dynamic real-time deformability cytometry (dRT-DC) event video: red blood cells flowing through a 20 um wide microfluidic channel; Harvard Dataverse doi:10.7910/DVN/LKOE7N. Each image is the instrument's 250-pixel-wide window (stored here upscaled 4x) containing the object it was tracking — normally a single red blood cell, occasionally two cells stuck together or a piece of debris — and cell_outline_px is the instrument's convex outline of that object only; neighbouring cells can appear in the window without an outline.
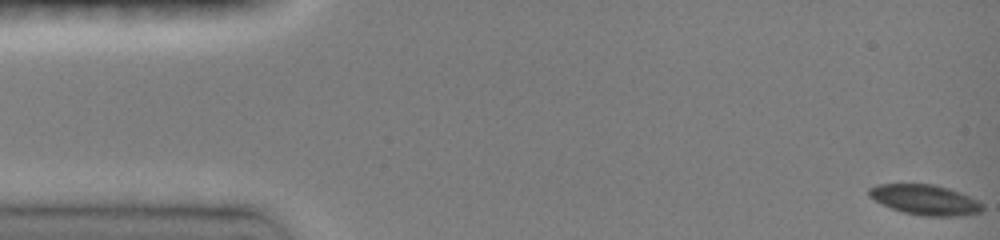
{"species": "common noctule bat (a hibernating species)", "species_latin": "Nyctalus noctula", "temperature_condition": "room temperature", "stored_images_in_passage": 43, "camera_frame_rate_fps": 3000, "um_per_image_px": 0.085, "animal": {"sex": "female", "body_mass_g": 19.0, "forearm_length_mm": 51.5}, "frame": {"image": 1, "passage_image": 1, "time_ms": 0.0, "image_size_px": [1000, 240], "cell_outline_px": [[984, 208], [980, 212], [964, 216], [924, 216], [904, 212], [880, 204], [868, 196], [868, 188], [876, 184], [932, 184], [948, 188], [960, 192], [984, 204]], "centroid_in_image_um": [78.62, 16.98], "position_along_channel_um": 6.4, "area_um2": 20.06}}
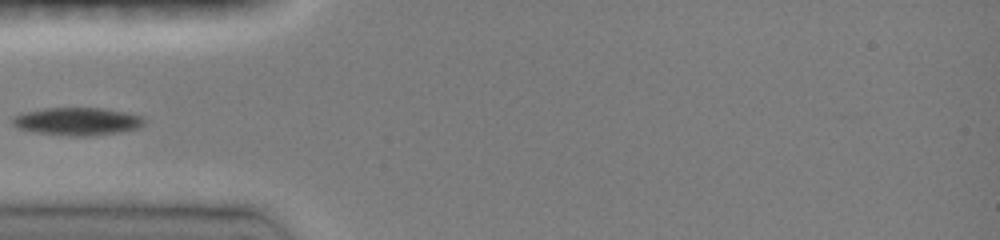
{"frame": {"image": 2, "passage_image": 24, "time_ms": 5.0, "image_size_px": [1000, 240], "cell_outline_px": [[144, 124], [136, 128], [96, 136], [72, 136], [36, 132], [20, 128], [12, 124], [12, 120], [20, 112], [44, 108], [104, 108], [124, 112], [140, 116], [144, 120]], "centroid_in_image_um": [6.54, 10.31], "position_along_channel_um": 78.5, "area_um2": 21.1}}
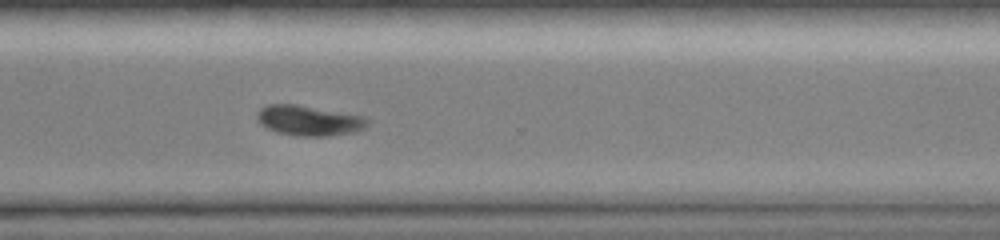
{"frame": {"image": 3, "passage_image": 43, "time_ms": 11.667, "image_size_px": [1000, 240], "cell_outline_px": [[368, 124], [364, 128], [356, 132], [328, 136], [300, 136], [276, 132], [260, 124], [256, 116], [256, 112], [260, 108], [268, 104], [296, 104], [364, 116], [368, 120]], "centroid_in_image_um": [26.24, 10.24], "position_along_channel_um": 344.4, "area_um2": 19.48}}